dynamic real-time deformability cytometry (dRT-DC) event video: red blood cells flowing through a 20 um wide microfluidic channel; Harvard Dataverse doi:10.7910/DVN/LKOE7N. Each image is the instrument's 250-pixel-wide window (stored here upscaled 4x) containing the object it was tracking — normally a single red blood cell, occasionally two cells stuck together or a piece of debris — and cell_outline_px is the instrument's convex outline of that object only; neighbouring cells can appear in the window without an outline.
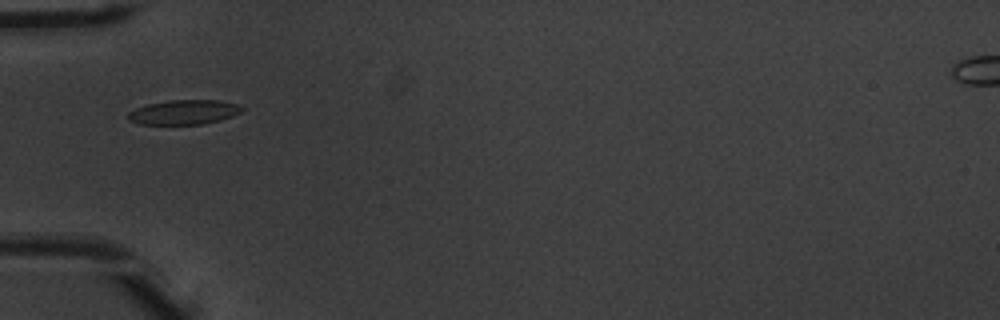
{"species": "common noctule bat (a hibernating species)", "species_latin": "Nyctalus noctula", "temperature_condition": "warm", "stored_images_in_passage": 3, "camera_frame_rate_fps": 3000, "um_per_image_px": 0.085, "animal": {"sex": "male", "body_mass_g": 20.1, "forearm_length_mm": 53.5}, "frame": {"image": 1, "passage_image": 1, "time_ms": 0.0, "image_size_px": [1000, 320], "cell_outline_px": [[244, 108], [240, 112], [232, 116], [220, 120], [204, 124], [140, 124], [128, 120], [124, 116], [128, 112], [136, 108], [148, 104], [168, 100], [220, 100], [240, 104]], "centroid_in_image_um": [15.62, 9.53], "position_along_channel_um": 69.4, "area_um2": 16.47}}